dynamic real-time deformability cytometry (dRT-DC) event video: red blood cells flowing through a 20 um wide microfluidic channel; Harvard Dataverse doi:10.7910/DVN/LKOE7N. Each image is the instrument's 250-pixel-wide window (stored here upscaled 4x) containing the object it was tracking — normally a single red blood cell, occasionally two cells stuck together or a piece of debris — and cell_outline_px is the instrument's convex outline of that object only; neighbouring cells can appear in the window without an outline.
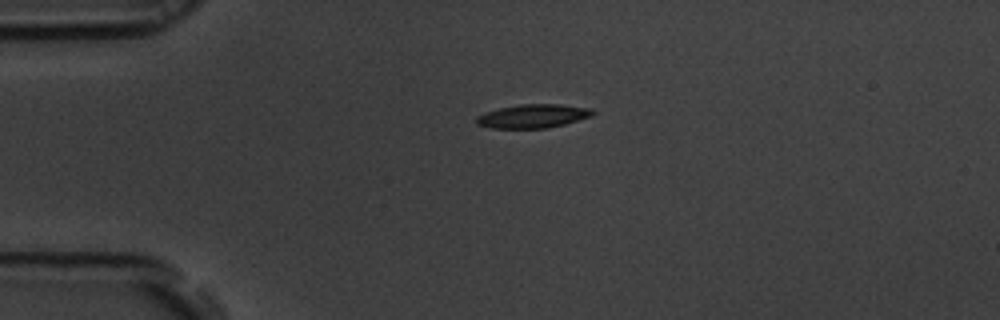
{"species": "common noctule bat (a hibernating species)", "species_latin": "Nyctalus noctula", "temperature_condition": "room temperature", "stored_images_in_passage": 43, "camera_frame_rate_fps": 3000, "um_per_image_px": 0.085, "animal": {"sex": "male", "body_mass_g": 19.5, "forearm_length_mm": 54.6}, "frame": {"image": 1, "passage_image": 1, "time_ms": 0.0, "image_size_px": [1000, 320], "cell_outline_px": [[596, 112], [592, 116], [564, 124], [548, 128], [492, 128], [476, 124], [476, 116], [484, 112], [500, 108], [520, 104], [560, 104], [592, 108]], "centroid_in_image_um": [45.31, 9.86], "position_along_channel_um": 39.7, "area_um2": 16.13}}
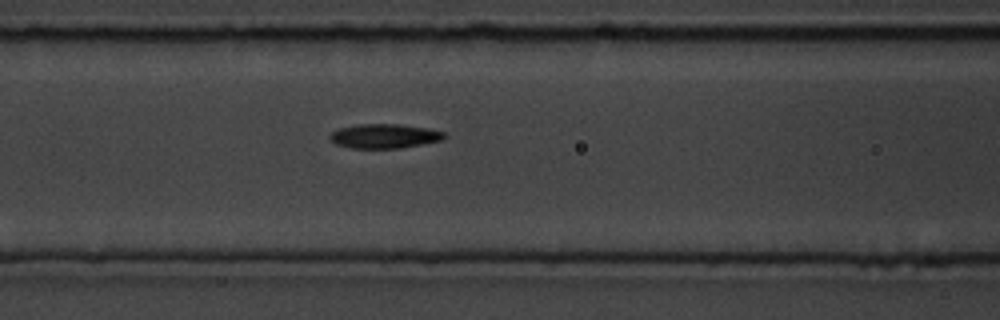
{"frame": {"image": 2, "passage_image": 11, "time_ms": 3.333, "image_size_px": [1000, 320], "cell_outline_px": [[448, 136], [444, 140], [400, 148], [352, 148], [336, 144], [328, 136], [336, 128], [360, 124], [400, 124], [428, 128], [444, 132]], "centroid_in_image_um": [32.7, 11.56], "position_along_channel_um": 133.9, "area_um2": 16.36}}
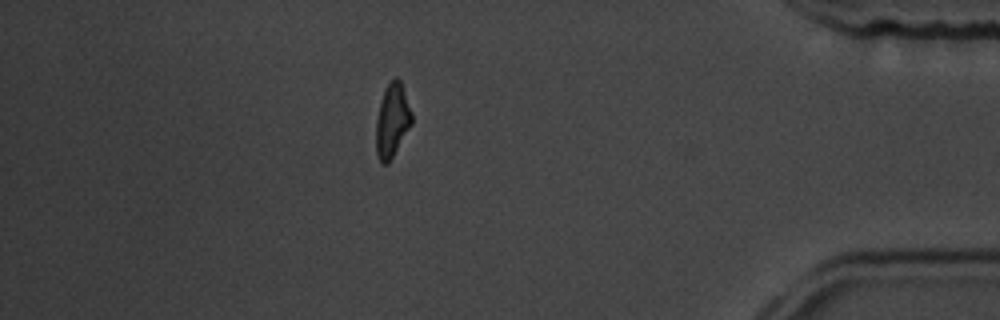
{"frame": {"image": 3, "passage_image": 36, "time_ms": 11.667, "image_size_px": [1000, 320], "cell_outline_px": [[412, 124], [388, 164], [380, 164], [376, 152], [376, 120], [380, 100], [392, 76], [396, 76], [400, 80], [412, 112]], "centroid_in_image_um": [33.33, 10.24], "position_along_channel_um": 401.9, "area_um2": 15.43}, "authors_computed_cell_mechanics": {"area_um2": 16.2996, "velocity_mm_per_s": 3.7136, "shape_relaxation_time_tau1_ms": 6.3164, "shape_relaxation_time_tau2_ms": 2.8034, "deformation_change_tau1": 0.1966, "deformation_change_tau2": 0.0967}}